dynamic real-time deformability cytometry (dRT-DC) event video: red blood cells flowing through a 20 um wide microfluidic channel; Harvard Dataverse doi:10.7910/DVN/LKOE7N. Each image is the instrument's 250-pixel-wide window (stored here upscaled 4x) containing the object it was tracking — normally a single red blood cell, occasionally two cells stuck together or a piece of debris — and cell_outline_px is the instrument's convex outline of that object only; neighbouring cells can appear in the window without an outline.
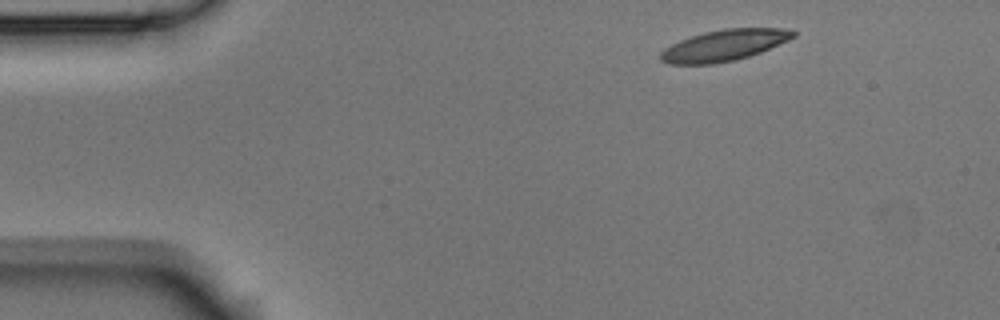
{"species": "Egyptian fruit bat (a non-hibernating species)", "species_latin": "Rousettus aegyptiacus", "temperature_condition": "room temperature", "stored_images_in_passage": 9, "camera_frame_rate_fps": 3000, "um_per_image_px": 0.085, "animal": {"sex": "male"}, "frame": {"image": 1, "passage_image": 1, "time_ms": 0.0, "image_size_px": [1000, 320], "cell_outline_px": [[796, 36], [788, 40], [760, 52], [736, 60], [712, 64], [668, 64], [660, 60], [660, 52], [664, 48], [680, 40], [704, 32], [724, 28], [784, 28], [796, 32]], "centroid_in_image_um": [61.53, 3.85], "position_along_channel_um": 23.5, "area_um2": 24.04}}
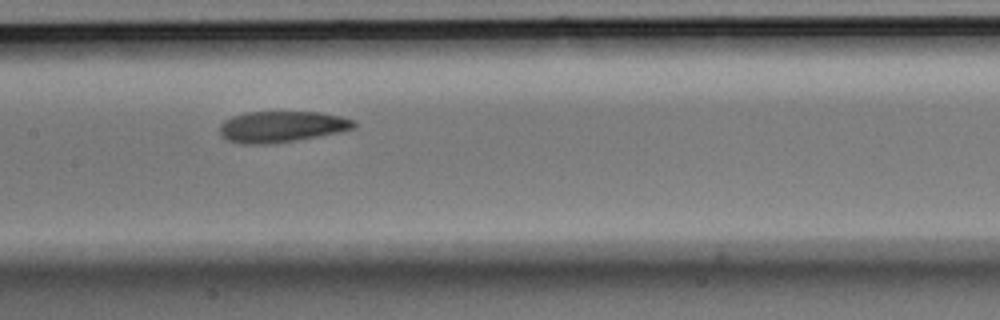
{"frame": {"image": 2, "passage_image": 6, "time_ms": 1.667, "image_size_px": [1000, 320], "cell_outline_px": [[356, 128], [296, 140], [268, 144], [240, 144], [228, 140], [220, 136], [220, 124], [224, 120], [232, 116], [244, 112], [320, 112], [340, 116], [356, 120]], "centroid_in_image_um": [23.91, 10.76], "position_along_channel_um": 183.5, "area_um2": 24.39}}
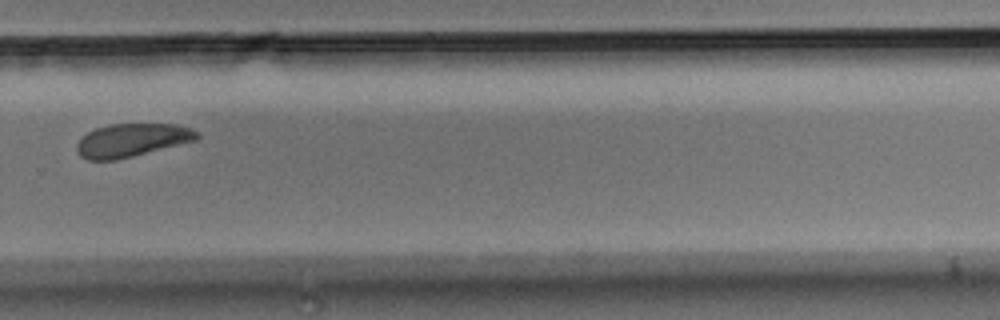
{"frame": {"image": 3, "passage_image": 9, "time_ms": 2.667, "image_size_px": [1000, 320], "cell_outline_px": [[200, 136], [196, 140], [116, 160], [88, 160], [80, 156], [76, 152], [76, 144], [88, 132], [96, 128], [108, 124], [176, 124], [192, 128], [200, 132]], "centroid_in_image_um": [11.21, 11.91], "position_along_channel_um": 318.6, "area_um2": 23.24}}